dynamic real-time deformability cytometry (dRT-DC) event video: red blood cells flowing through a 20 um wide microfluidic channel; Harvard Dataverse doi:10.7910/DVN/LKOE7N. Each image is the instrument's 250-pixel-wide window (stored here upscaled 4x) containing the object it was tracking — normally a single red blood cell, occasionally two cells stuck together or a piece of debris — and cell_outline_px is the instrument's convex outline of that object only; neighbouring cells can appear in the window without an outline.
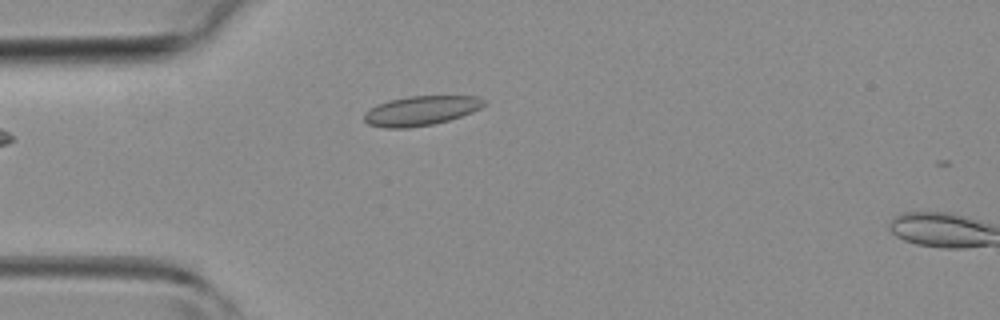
{"species": "common noctule bat (a hibernating species)", "species_latin": "Nyctalus noctula", "temperature_condition": "room temperature", "stored_images_in_passage": 2, "camera_frame_rate_fps": 3000, "um_per_image_px": 0.085, "animal": {"sex": "female", "body_mass_g": 19.3, "forearm_length_mm": 54.1}, "frame": {"image": 1, "passage_image": 2, "time_ms": 1.0, "image_size_px": [1000, 320], "cell_outline_px": [[488, 100], [480, 108], [472, 112], [448, 120], [432, 124], [408, 128], [384, 128], [368, 124], [364, 120], [364, 112], [376, 104], [388, 100], [408, 96], [480, 96]], "centroid_in_image_um": [35.76, 9.4], "position_along_channel_um": 49.2, "area_um2": 20.75}}